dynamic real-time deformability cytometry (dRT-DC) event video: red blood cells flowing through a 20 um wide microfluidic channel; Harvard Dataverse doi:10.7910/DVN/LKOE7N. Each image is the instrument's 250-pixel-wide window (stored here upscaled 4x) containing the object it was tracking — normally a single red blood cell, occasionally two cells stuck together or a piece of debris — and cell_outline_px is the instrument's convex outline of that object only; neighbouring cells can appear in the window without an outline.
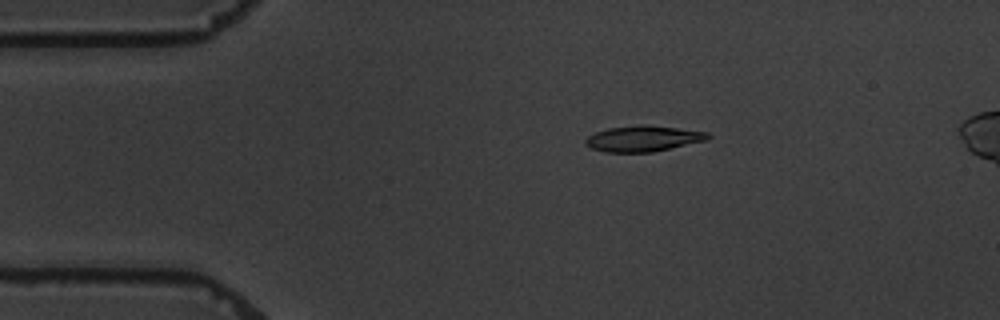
{"species": "common noctule bat (a hibernating species)", "species_latin": "Nyctalus noctula", "temperature_condition": "warm", "stored_images_in_passage": 9, "camera_frame_rate_fps": 3000, "um_per_image_px": 0.085, "animal": {"sex": "male", "body_mass_g": 19.5, "forearm_length_mm": 54.6}, "frame": {"image": 1, "passage_image": 1, "time_ms": 0.0, "image_size_px": [1000, 320], "cell_outline_px": [[712, 136], [704, 140], [652, 152], [604, 152], [592, 148], [584, 144], [584, 140], [588, 136], [596, 132], [608, 128], [640, 124], [644, 124], [708, 132]], "centroid_in_image_um": [54.61, 11.77], "position_along_channel_um": 30.4, "area_um2": 18.21}}
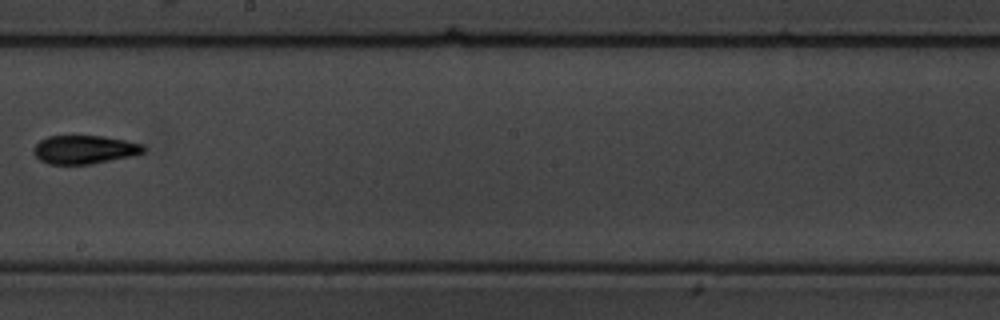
{"frame": {"image": 2, "passage_image": 7, "time_ms": 7.333, "image_size_px": [1000, 320], "cell_outline_px": [[144, 152], [132, 156], [88, 164], [48, 164], [40, 160], [32, 152], [32, 148], [40, 140], [48, 136], [100, 136], [124, 140], [144, 144]], "centroid_in_image_um": [7.14, 12.71], "position_along_channel_um": 241.1, "area_um2": 18.15}}
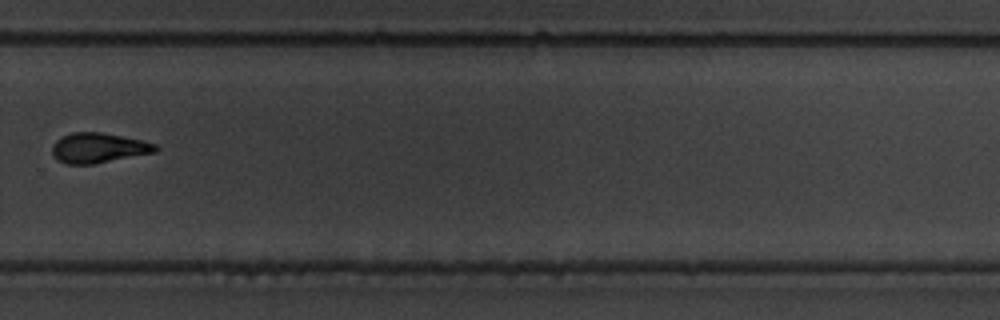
{"frame": {"image": 3, "passage_image": 9, "time_ms": 9.667, "image_size_px": [1000, 320], "cell_outline_px": [[160, 148], [156, 152], [92, 164], [68, 164], [56, 160], [52, 152], [52, 144], [60, 136], [72, 132], [100, 132], [140, 140], [156, 144]], "centroid_in_image_um": [8.33, 12.57], "position_along_channel_um": 321.5, "area_um2": 18.03}}